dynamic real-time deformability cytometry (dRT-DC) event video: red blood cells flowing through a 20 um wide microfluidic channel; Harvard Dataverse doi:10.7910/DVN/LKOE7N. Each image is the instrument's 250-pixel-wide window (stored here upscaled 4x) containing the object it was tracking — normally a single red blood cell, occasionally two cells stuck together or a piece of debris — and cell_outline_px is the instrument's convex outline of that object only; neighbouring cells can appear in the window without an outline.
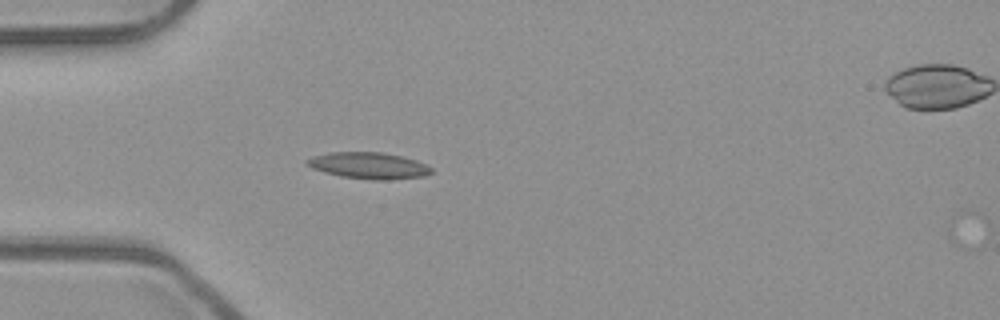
{"species": "common noctule bat (a hibernating species)", "species_latin": "Nyctalus noctula", "temperature_condition": "room temperature", "stored_images_in_passage": 9, "camera_frame_rate_fps": 3000, "um_per_image_px": 0.085, "animal": {"sex": "male", "body_mass_g": 23.1, "forearm_length_mm": 52.7}, "frame": {"image": 1, "passage_image": 8, "time_ms": 2.333, "image_size_px": [1000, 320], "cell_outline_px": [[432, 172], [424, 176], [388, 180], [372, 180], [340, 176], [324, 172], [312, 168], [304, 164], [304, 160], [316, 156], [332, 152], [380, 152], [400, 156], [416, 160], [428, 164], [432, 168]], "centroid_in_image_um": [31.35, 14.08], "position_along_channel_um": 53.7, "area_um2": 19.19}}